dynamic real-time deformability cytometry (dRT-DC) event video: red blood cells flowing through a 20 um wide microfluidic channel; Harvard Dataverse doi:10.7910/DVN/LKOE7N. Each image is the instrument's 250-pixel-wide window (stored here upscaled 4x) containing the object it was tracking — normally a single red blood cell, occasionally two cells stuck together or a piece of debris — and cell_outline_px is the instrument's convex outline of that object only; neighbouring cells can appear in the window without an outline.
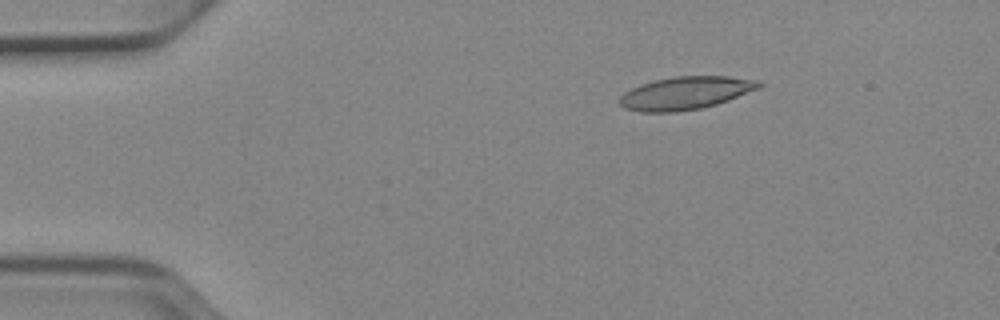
{"species": "Egyptian fruit bat (a non-hibernating species)", "species_latin": "Rousettus aegyptiacus", "temperature_condition": "cold", "stored_images_in_passage": 5, "camera_frame_rate_fps": 3000, "um_per_image_px": 0.085, "animal": {"sex": "female"}, "frame": {"image": 1, "passage_image": 5, "time_ms": 1.333, "image_size_px": [1000, 320], "cell_outline_px": [[764, 84], [760, 88], [728, 100], [716, 104], [700, 108], [676, 112], [640, 112], [624, 108], [620, 104], [620, 96], [624, 92], [640, 84], [672, 76], [728, 76], [756, 80]], "centroid_in_image_um": [58.26, 7.91], "position_along_channel_um": 26.7, "area_um2": 26.65}}